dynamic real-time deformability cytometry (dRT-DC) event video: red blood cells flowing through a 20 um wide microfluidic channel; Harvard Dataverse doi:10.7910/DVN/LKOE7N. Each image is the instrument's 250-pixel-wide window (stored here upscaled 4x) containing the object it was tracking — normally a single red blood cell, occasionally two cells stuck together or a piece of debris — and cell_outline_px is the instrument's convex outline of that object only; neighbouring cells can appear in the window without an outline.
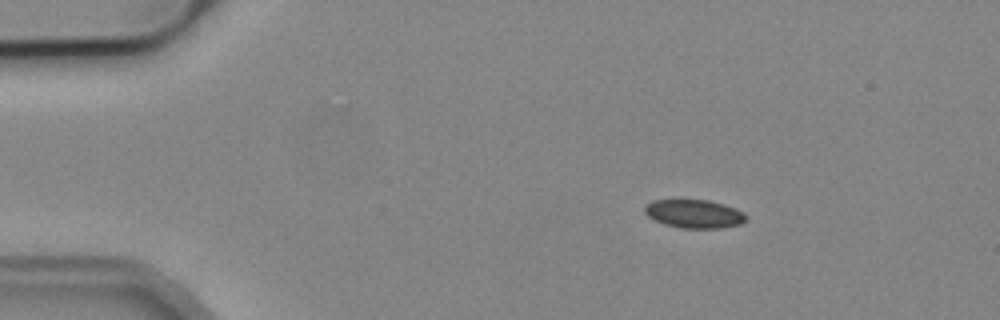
{"species": "common noctule bat (a hibernating species)", "species_latin": "Nyctalus noctula", "temperature_condition": "cold", "stored_images_in_passage": 45, "camera_frame_rate_fps": 3000, "um_per_image_px": 0.085, "animal": {"sex": "male", "body_mass_g": 19.2, "forearm_length_mm": 51.8}, "frame": {"image": 1, "passage_image": 1, "time_ms": 0.0, "image_size_px": [1000, 320], "cell_outline_px": [[748, 216], [740, 224], [720, 228], [680, 228], [664, 224], [648, 216], [644, 212], [644, 208], [652, 200], [708, 200], [724, 204], [736, 208], [744, 212]], "centroid_in_image_um": [59.03, 18.17], "position_along_channel_um": 26.0, "area_um2": 16.76}}
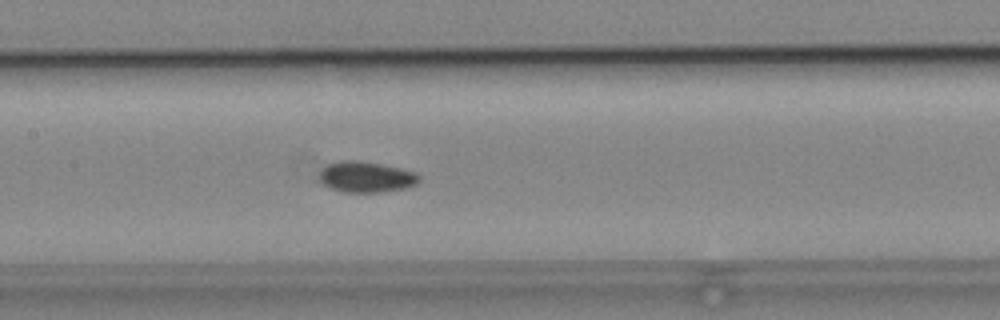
{"frame": {"image": 2, "passage_image": 18, "time_ms": 5.667, "image_size_px": [1000, 320], "cell_outline_px": [[420, 180], [416, 184], [404, 188], [380, 192], [344, 192], [332, 188], [324, 184], [320, 180], [320, 172], [328, 164], [340, 160], [356, 160], [380, 164], [400, 168], [416, 172], [420, 176]], "centroid_in_image_um": [31.14, 15.03], "position_along_channel_um": 176.3, "area_um2": 17.74}}
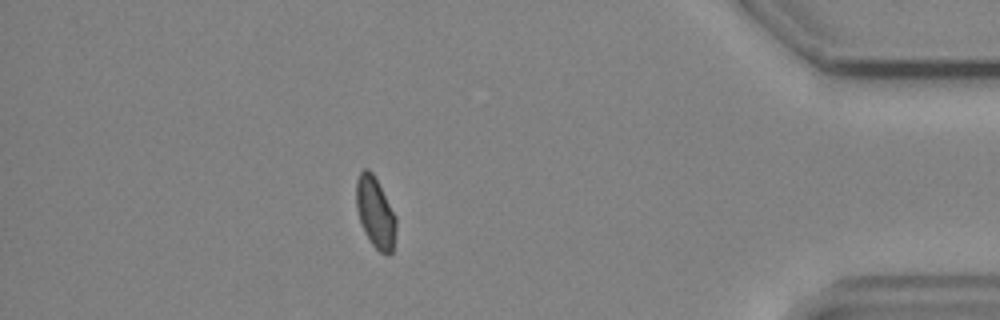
{"frame": {"image": 3, "passage_image": 39, "time_ms": 12.667, "image_size_px": [1000, 320], "cell_outline_px": [[396, 228], [392, 252], [388, 256], [380, 252], [372, 244], [364, 232], [356, 208], [356, 180], [360, 172], [364, 168], [368, 168], [372, 172], [396, 216]], "centroid_in_image_um": [31.89, 18.07], "position_along_channel_um": 403.3, "area_um2": 16.36}, "authors_computed_cell_mechanics": {"area_um2": 17.1088, "velocity_mm_per_s": 3.8756, "shape_relaxation_time_tau1_ms": null, "shape_relaxation_time_tau2_ms": 5.3779, "deformation_change_tau1": null, "deformation_change_tau2": 0.0411}}